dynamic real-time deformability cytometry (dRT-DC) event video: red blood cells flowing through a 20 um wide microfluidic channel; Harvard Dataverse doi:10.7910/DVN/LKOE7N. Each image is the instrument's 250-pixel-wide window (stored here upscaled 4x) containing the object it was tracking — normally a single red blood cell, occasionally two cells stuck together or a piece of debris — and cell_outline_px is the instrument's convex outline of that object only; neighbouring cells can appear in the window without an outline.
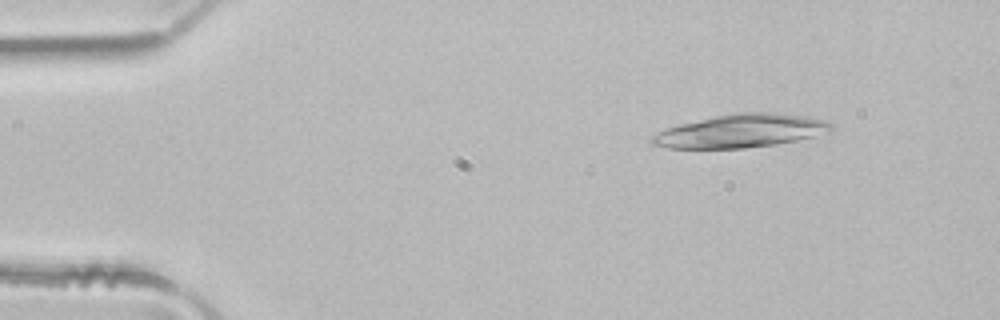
{"species": "common noctule bat (a hibernating species)", "species_latin": "Nyctalus noctula", "temperature_condition": "room temperature", "stored_images_in_passage": 3, "camera_frame_rate_fps": 3000, "um_per_image_px": 0.085, "animal": {"sex": "male", "body_mass_g": 21.5, "forearm_length_mm": 52.0}, "frame": {"image": 1, "passage_image": 3, "time_ms": 0.667, "image_size_px": [1000, 320], "cell_outline_px": [[832, 132], [796, 140], [776, 144], [744, 148], [668, 148], [652, 144], [648, 140], [652, 136], [664, 128], [680, 124], [716, 116], [736, 112], [768, 112], [808, 116], [828, 120], [832, 124]], "centroid_in_image_um": [62.99, 11.13], "position_along_channel_um": 22.0, "area_um2": 34.8}}